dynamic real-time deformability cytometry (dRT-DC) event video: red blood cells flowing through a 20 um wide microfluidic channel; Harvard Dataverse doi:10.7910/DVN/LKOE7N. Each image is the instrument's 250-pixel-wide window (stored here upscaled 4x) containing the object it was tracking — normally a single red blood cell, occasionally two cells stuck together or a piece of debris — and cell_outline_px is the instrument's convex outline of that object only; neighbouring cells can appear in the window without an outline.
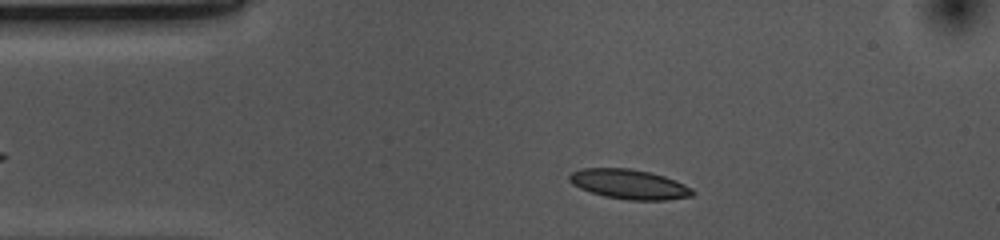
{"species": "common noctule bat (a hibernating species)", "species_latin": "Nyctalus noctula", "temperature_condition": "cold", "stored_images_in_passage": 38, "camera_frame_rate_fps": 3000, "um_per_image_px": 0.085, "animal": {"sex": "female", "body_mass_g": 10.0, "forearm_length_mm": 53.1}, "frame": {"image": 1, "passage_image": 5, "time_ms": 1.333, "image_size_px": [1000, 240], "cell_outline_px": [[696, 192], [692, 196], [668, 200], [628, 200], [604, 196], [580, 188], [572, 184], [568, 180], [568, 176], [572, 172], [580, 168], [628, 168], [648, 172], [664, 176], [684, 184], [692, 188]], "centroid_in_image_um": [53.48, 15.66], "position_along_channel_um": 31.5, "area_um2": 21.33}}
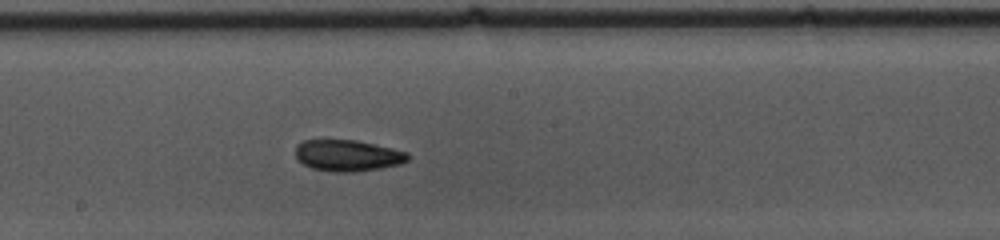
{"frame": {"image": 2, "passage_image": 23, "time_ms": 7.333, "image_size_px": [1000, 240], "cell_outline_px": [[408, 160], [400, 164], [380, 168], [356, 172], [332, 172], [312, 168], [296, 160], [296, 144], [304, 140], [356, 140], [392, 148], [408, 152]], "centroid_in_image_um": [29.53, 13.22], "position_along_channel_um": 218.7, "area_um2": 20.58}}
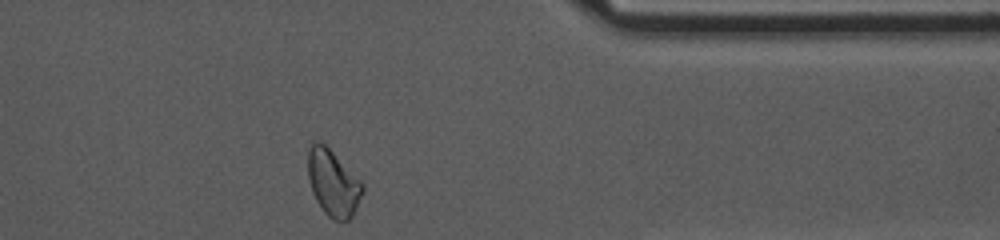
{"frame": {"image": 3, "passage_image": 38, "time_ms": 12.333, "image_size_px": [1000, 240], "cell_outline_px": [[364, 188], [356, 208], [352, 216], [348, 220], [332, 220], [324, 212], [316, 200], [312, 192], [308, 176], [308, 152], [312, 140], [316, 140], [324, 144], [364, 184]], "centroid_in_image_um": [28.29, 15.55], "position_along_channel_um": 383.1, "area_um2": 20.81}, "authors_computed_cell_mechanics": {"area_um2": 20.6057, "velocity_mm_per_s": 3.6597, "shape_relaxation_time_tau1_ms": 4.7853, "shape_relaxation_time_tau2_ms": 5.6342, "deformation_change_tau1": 0.1065, "deformation_change_tau2": 0.1087}}